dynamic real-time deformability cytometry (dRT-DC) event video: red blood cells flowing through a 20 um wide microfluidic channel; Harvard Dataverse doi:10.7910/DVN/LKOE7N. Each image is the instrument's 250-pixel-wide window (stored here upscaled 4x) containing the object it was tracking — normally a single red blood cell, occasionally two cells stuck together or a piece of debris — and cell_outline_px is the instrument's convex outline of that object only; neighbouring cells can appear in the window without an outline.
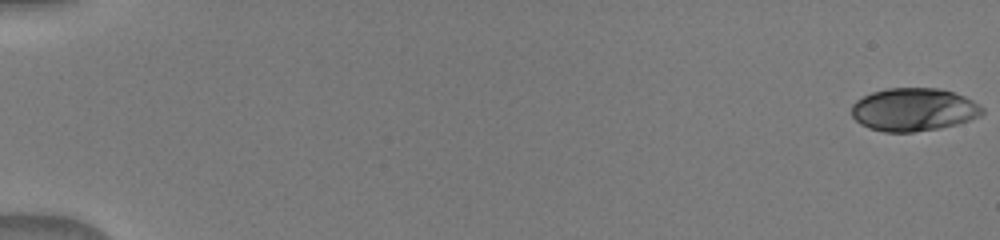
{"species": "human", "species_latin": "Homo sapiens", "temperature_condition": "warm", "stored_images_in_passage": 52, "camera_frame_rate_fps": 3000, "um_per_image_px": 0.085, "donor": {"sex": "male"}, "frame": {"image": 1, "passage_image": 1, "time_ms": 0.0, "image_size_px": [1000, 240], "cell_outline_px": [[984, 112], [980, 116], [956, 124], [940, 128], [912, 132], [884, 132], [868, 128], [860, 124], [852, 116], [852, 104], [856, 100], [872, 92], [888, 88], [940, 88], [964, 96], [972, 100], [984, 108]], "centroid_in_image_um": [77.65, 9.31], "position_along_channel_um": 7.4, "area_um2": 32.77}}
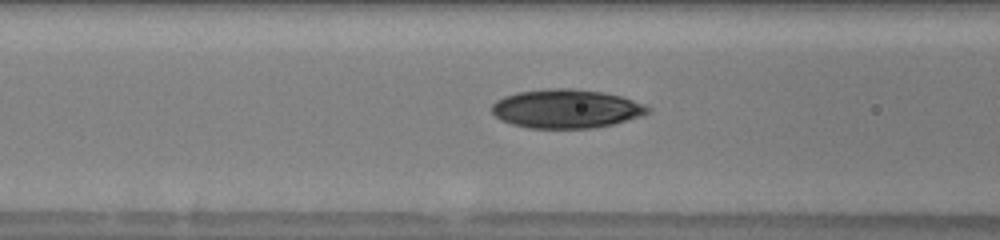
{"frame": {"image": 2, "passage_image": 23, "time_ms": 7.333, "image_size_px": [1000, 240], "cell_outline_px": [[652, 112], [644, 116], [596, 128], [528, 128], [512, 124], [500, 120], [492, 112], [492, 104], [496, 100], [504, 96], [516, 92], [548, 88], [572, 88], [604, 92], [620, 96], [644, 104], [652, 108]], "centroid_in_image_um": [48.15, 9.24], "position_along_channel_um": 118.4, "area_um2": 35.66}}
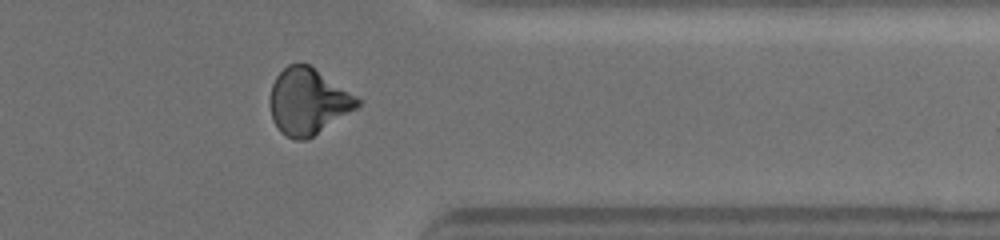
{"frame": {"image": 3, "passage_image": 43, "time_ms": 14.0, "image_size_px": [1000, 240], "cell_outline_px": [[360, 104], [356, 108], [312, 136], [304, 140], [292, 140], [280, 132], [272, 120], [268, 104], [268, 100], [272, 84], [276, 76], [288, 64], [308, 64], [356, 96], [360, 100]], "centroid_in_image_um": [26.11, 8.64], "position_along_channel_um": 385.3, "area_um2": 33.41}}